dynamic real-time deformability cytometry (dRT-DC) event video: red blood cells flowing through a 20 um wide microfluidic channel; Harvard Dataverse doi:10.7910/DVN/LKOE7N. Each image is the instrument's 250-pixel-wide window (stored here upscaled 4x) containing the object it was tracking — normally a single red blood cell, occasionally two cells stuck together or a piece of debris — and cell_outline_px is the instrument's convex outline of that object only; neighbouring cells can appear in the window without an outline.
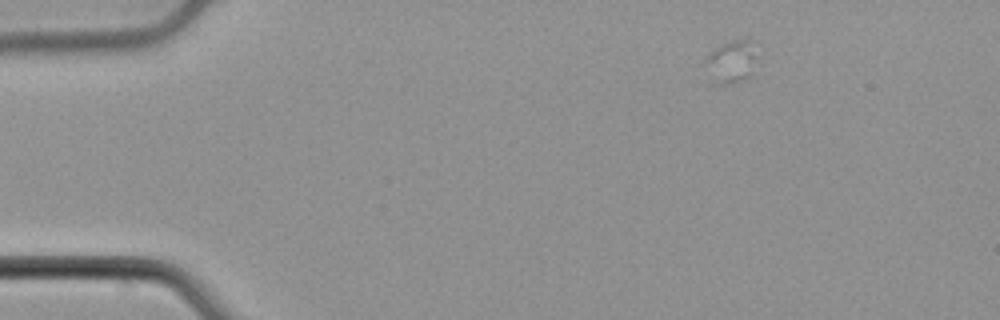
{"species": "common noctule bat (a hibernating species)", "species_latin": "Nyctalus noctula", "temperature_condition": "cold", "stored_images_in_passage": 1, "camera_frame_rate_fps": 3000, "um_per_image_px": 0.085, "animal": {"sex": "male", "body_mass_g": 21.5, "forearm_length_mm": 52.0}, "frame": {"image": 1, "passage_image": 1, "time_ms": 0.0, "image_size_px": [1000, 320], "cell_outline_px": [[764, 64], [752, 76], [716, 88], [708, 88], [704, 64], [704, 56], [720, 44], [736, 40], [752, 40]], "centroid_in_image_um": [62.19, 5.35], "position_along_channel_um": 22.8, "area_um2": 14.91}}